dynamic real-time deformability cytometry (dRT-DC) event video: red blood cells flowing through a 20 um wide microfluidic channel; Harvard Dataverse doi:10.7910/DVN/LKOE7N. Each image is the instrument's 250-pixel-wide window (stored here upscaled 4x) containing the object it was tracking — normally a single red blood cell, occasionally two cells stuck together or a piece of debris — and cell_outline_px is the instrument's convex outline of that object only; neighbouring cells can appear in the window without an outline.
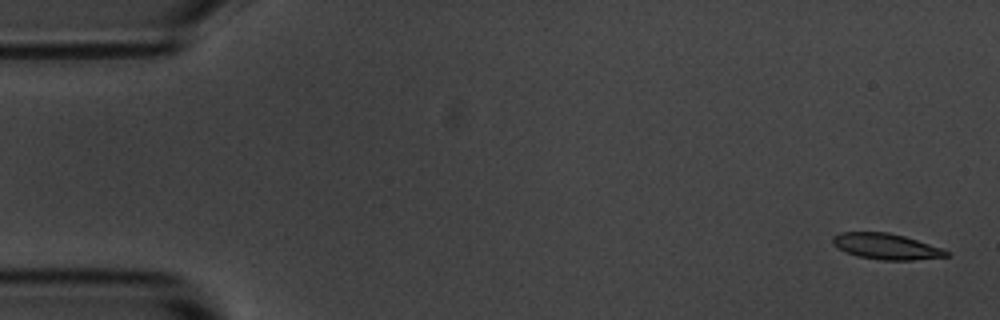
{"species": "common noctule bat (a hibernating species)", "species_latin": "Nyctalus noctula", "temperature_condition": "room temperature", "stored_images_in_passage": 5, "camera_frame_rate_fps": 3000, "um_per_image_px": 0.085, "animal": {"sex": "male", "body_mass_g": 20.1, "forearm_length_mm": 53.5}, "frame": {"image": 1, "passage_image": 1, "time_ms": 0.0, "image_size_px": [1000, 320], "cell_outline_px": [[948, 256], [912, 260], [880, 260], [856, 256], [832, 244], [832, 236], [840, 232], [888, 232], [904, 236], [944, 248], [948, 252]], "centroid_in_image_um": [75.32, 20.94], "position_along_channel_um": 9.7, "area_um2": 17.11}}
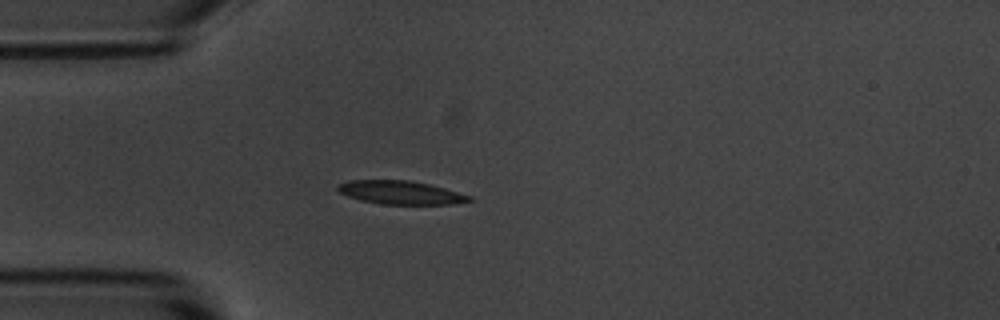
{"frame": {"image": 2, "passage_image": 4, "time_ms": 4.333, "image_size_px": [1000, 320], "cell_outline_px": [[476, 200], [452, 204], [380, 204], [360, 200], [348, 196], [340, 192], [336, 188], [340, 184], [348, 180], [412, 180], [444, 188], [472, 196]], "centroid_in_image_um": [34.08, 16.37], "position_along_channel_um": 50.9, "area_um2": 17.98}}